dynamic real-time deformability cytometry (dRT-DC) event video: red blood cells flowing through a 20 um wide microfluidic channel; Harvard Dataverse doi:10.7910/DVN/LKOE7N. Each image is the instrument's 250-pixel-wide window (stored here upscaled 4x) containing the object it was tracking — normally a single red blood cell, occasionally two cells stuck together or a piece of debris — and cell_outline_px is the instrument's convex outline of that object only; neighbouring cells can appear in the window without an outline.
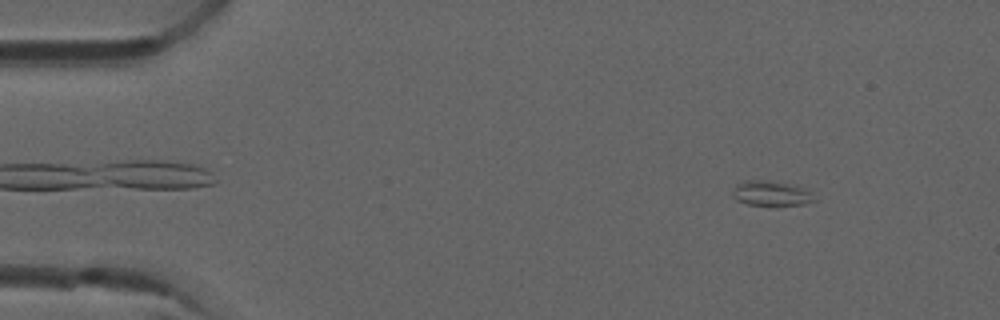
{"species": "common noctule bat (a hibernating species)", "species_latin": "Nyctalus noctula", "temperature_condition": "room temperature", "stored_images_in_passage": 6, "camera_frame_rate_fps": 3000, "um_per_image_px": 0.085, "animal": {"sex": "male", "forearm_length_mm": 52.5}, "frame": {"image": 1, "passage_image": 2, "time_ms": 0.333, "image_size_px": [1000, 320], "cell_outline_px": [[820, 200], [804, 204], [776, 208], [772, 208], [748, 204], [736, 200], [732, 196], [732, 192], [736, 184], [748, 180], [768, 180], [804, 188], [812, 192]], "centroid_in_image_um": [65.61, 16.5], "position_along_channel_um": 19.4, "area_um2": 12.6}}